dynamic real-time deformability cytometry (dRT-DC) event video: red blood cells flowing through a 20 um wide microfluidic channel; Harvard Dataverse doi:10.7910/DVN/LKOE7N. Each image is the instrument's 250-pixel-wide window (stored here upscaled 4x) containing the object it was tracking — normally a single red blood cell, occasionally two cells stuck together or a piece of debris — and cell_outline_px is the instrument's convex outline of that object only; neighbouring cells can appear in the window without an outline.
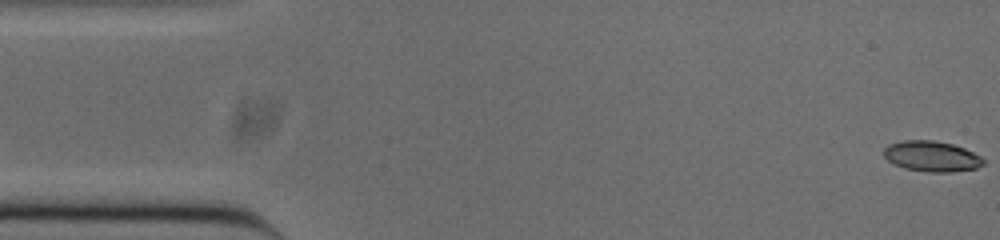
{"species": "common noctule bat (a hibernating species)", "species_latin": "Nyctalus noctula", "temperature_condition": "cold", "stored_images_in_passage": 53, "camera_frame_rate_fps": 3000, "um_per_image_px": 0.085, "animal": {"sex": "male", "body_mass_g": 20.0, "forearm_length_mm": 53.3}, "frame": {"image": 1, "passage_image": 1, "time_ms": 0.0, "image_size_px": [1000, 240], "cell_outline_px": [[984, 164], [976, 168], [952, 172], [928, 172], [904, 168], [888, 160], [884, 156], [884, 148], [888, 144], [904, 140], [932, 140], [952, 144], [964, 148], [980, 156], [984, 160]], "centroid_in_image_um": [79.19, 13.28], "position_along_channel_um": 5.8, "area_um2": 17.63}}
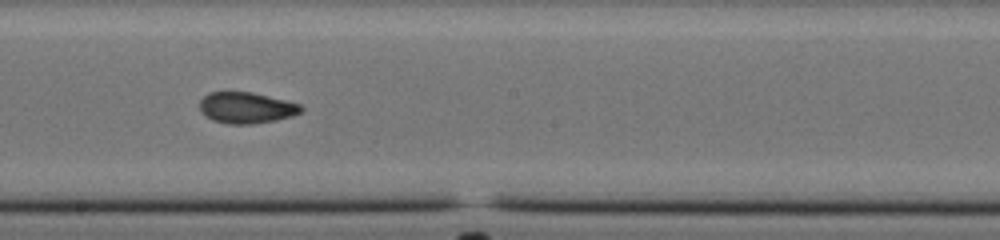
{"frame": {"image": 2, "passage_image": 28, "time_ms": 9.0, "image_size_px": [1000, 240], "cell_outline_px": [[304, 108], [300, 112], [292, 116], [276, 120], [252, 124], [228, 124], [212, 120], [204, 116], [200, 112], [200, 100], [208, 92], [252, 92], [300, 104]], "centroid_in_image_um": [20.9, 9.16], "position_along_channel_um": 227.3, "area_um2": 18.44}}
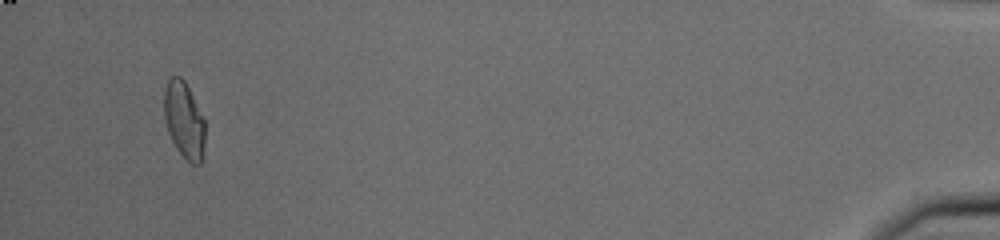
{"frame": {"image": 3, "passage_image": 50, "time_ms": 16.333, "image_size_px": [1000, 240], "cell_outline_px": [[204, 152], [200, 164], [192, 164], [176, 148], [168, 132], [164, 116], [164, 88], [168, 80], [172, 76], [180, 76], [184, 80], [204, 120]], "centroid_in_image_um": [15.63, 10.21], "position_along_channel_um": 419.6, "area_um2": 17.98}, "authors_computed_cell_mechanics": {"area_um2": 18.2648, "velocity_mm_per_s": 3.8386, "shape_relaxation_time_tau1_ms": null, "shape_relaxation_time_tau2_ms": 1.2819, "deformation_change_tau1": null, "deformation_change_tau2": 0.0647}}